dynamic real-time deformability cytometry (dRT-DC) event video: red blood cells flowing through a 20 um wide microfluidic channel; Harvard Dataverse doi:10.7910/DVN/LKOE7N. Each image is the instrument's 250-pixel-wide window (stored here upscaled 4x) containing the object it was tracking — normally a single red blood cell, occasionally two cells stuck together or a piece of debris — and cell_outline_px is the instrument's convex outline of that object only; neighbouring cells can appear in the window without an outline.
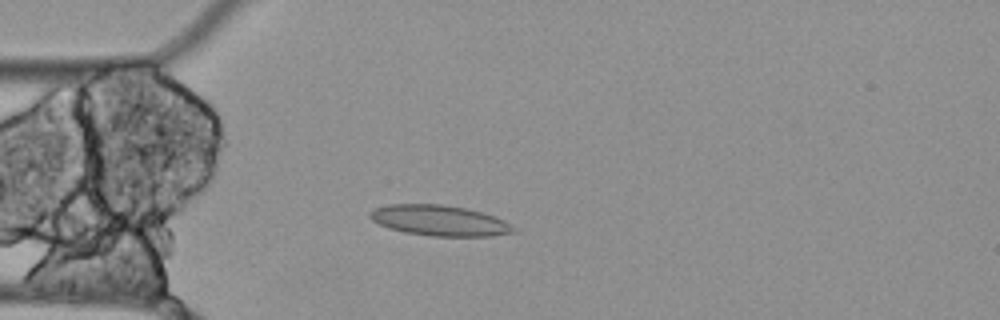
{"species": "Egyptian fruit bat (a non-hibernating species)", "species_latin": "Rousettus aegyptiacus", "temperature_condition": "cold", "stored_images_in_passage": 54, "camera_frame_rate_fps": 3000, "um_per_image_px": 0.085, "animal": {"sex": "female"}, "frame": {"image": 1, "passage_image": 13, "time_ms": 4.0, "image_size_px": [1000, 320], "cell_outline_px": [[516, 232], [492, 236], [432, 236], [404, 232], [388, 228], [372, 220], [368, 216], [368, 212], [376, 208], [388, 204], [440, 204], [464, 208], [496, 216], [504, 220], [516, 228]], "centroid_in_image_um": [37.36, 18.75], "position_along_channel_um": 47.6, "area_um2": 25.61}}
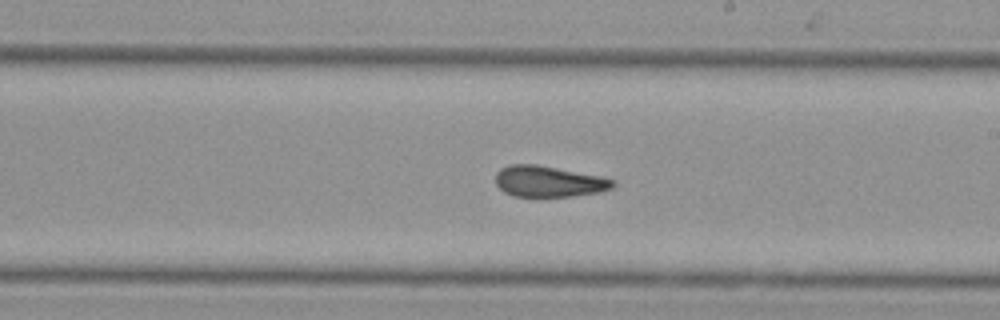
{"frame": {"image": 2, "passage_image": 30, "time_ms": 9.667, "image_size_px": [1000, 320], "cell_outline_px": [[616, 184], [612, 188], [600, 192], [572, 196], [512, 196], [504, 192], [496, 184], [496, 172], [500, 168], [512, 164], [536, 164], [604, 176], [616, 180]], "centroid_in_image_um": [46.68, 15.41], "position_along_channel_um": 242.3, "area_um2": 21.44}}
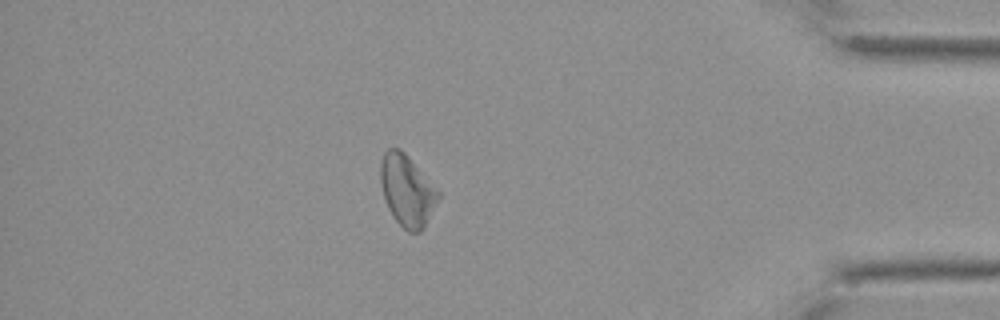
{"frame": {"image": 3, "passage_image": 47, "time_ms": 15.333, "image_size_px": [1000, 320], "cell_outline_px": [[440, 196], [424, 228], [420, 232], [408, 232], [392, 216], [384, 200], [380, 184], [380, 160], [384, 152], [388, 148], [400, 148], [408, 156], [440, 192]], "centroid_in_image_um": [34.57, 16.19], "position_along_channel_um": 400.6, "area_um2": 24.04}, "authors_computed_cell_mechanics": {"area_um2": 23.8425, "velocity_mm_per_s": 3.475, "shape_relaxation_time_tau1_ms": null, "shape_relaxation_time_tau2_ms": 8.0056, "deformation_change_tau1": null, "deformation_change_tau2": 0.108}}